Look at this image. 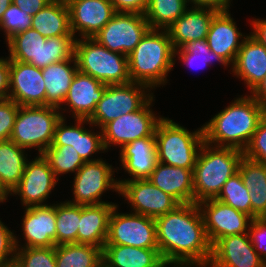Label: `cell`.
Returning a JSON list of instances; mask_svg holds the SVG:
<instances>
[{"instance_id":"4dcf8cb0","label":"cell","mask_w":266,"mask_h":267,"mask_svg":"<svg viewBox=\"0 0 266 267\" xmlns=\"http://www.w3.org/2000/svg\"><path fill=\"white\" fill-rule=\"evenodd\" d=\"M238 172L249 189L251 218H262L266 213V164L243 156Z\"/></svg>"},{"instance_id":"11a10c76","label":"cell","mask_w":266,"mask_h":267,"mask_svg":"<svg viewBox=\"0 0 266 267\" xmlns=\"http://www.w3.org/2000/svg\"><path fill=\"white\" fill-rule=\"evenodd\" d=\"M0 267H24L21 262L15 257L9 261L0 264Z\"/></svg>"},{"instance_id":"f907efd6","label":"cell","mask_w":266,"mask_h":267,"mask_svg":"<svg viewBox=\"0 0 266 267\" xmlns=\"http://www.w3.org/2000/svg\"><path fill=\"white\" fill-rule=\"evenodd\" d=\"M233 0H202V8H212L216 11H229Z\"/></svg>"},{"instance_id":"8d00e7d4","label":"cell","mask_w":266,"mask_h":267,"mask_svg":"<svg viewBox=\"0 0 266 267\" xmlns=\"http://www.w3.org/2000/svg\"><path fill=\"white\" fill-rule=\"evenodd\" d=\"M80 205L56 201V245L77 243Z\"/></svg>"},{"instance_id":"ffe728a7","label":"cell","mask_w":266,"mask_h":267,"mask_svg":"<svg viewBox=\"0 0 266 267\" xmlns=\"http://www.w3.org/2000/svg\"><path fill=\"white\" fill-rule=\"evenodd\" d=\"M67 6L76 39L93 38L116 13L110 0H72Z\"/></svg>"},{"instance_id":"816d5d0a","label":"cell","mask_w":266,"mask_h":267,"mask_svg":"<svg viewBox=\"0 0 266 267\" xmlns=\"http://www.w3.org/2000/svg\"><path fill=\"white\" fill-rule=\"evenodd\" d=\"M248 94L255 98L259 103L266 105V75L256 88Z\"/></svg>"},{"instance_id":"7dc6e473","label":"cell","mask_w":266,"mask_h":267,"mask_svg":"<svg viewBox=\"0 0 266 267\" xmlns=\"http://www.w3.org/2000/svg\"><path fill=\"white\" fill-rule=\"evenodd\" d=\"M9 93V58L0 56V100L7 99Z\"/></svg>"},{"instance_id":"e0dca14e","label":"cell","mask_w":266,"mask_h":267,"mask_svg":"<svg viewBox=\"0 0 266 267\" xmlns=\"http://www.w3.org/2000/svg\"><path fill=\"white\" fill-rule=\"evenodd\" d=\"M210 243L230 235L248 233L252 218L223 202L212 198L198 203Z\"/></svg>"},{"instance_id":"60d3db41","label":"cell","mask_w":266,"mask_h":267,"mask_svg":"<svg viewBox=\"0 0 266 267\" xmlns=\"http://www.w3.org/2000/svg\"><path fill=\"white\" fill-rule=\"evenodd\" d=\"M32 16L11 4L4 12L0 22V31L5 36V42L13 35L26 31L31 28Z\"/></svg>"},{"instance_id":"9c48e42d","label":"cell","mask_w":266,"mask_h":267,"mask_svg":"<svg viewBox=\"0 0 266 267\" xmlns=\"http://www.w3.org/2000/svg\"><path fill=\"white\" fill-rule=\"evenodd\" d=\"M153 95L154 92L142 83L107 85L88 121L95 128L102 129L121 115L139 110Z\"/></svg>"},{"instance_id":"bcb514c9","label":"cell","mask_w":266,"mask_h":267,"mask_svg":"<svg viewBox=\"0 0 266 267\" xmlns=\"http://www.w3.org/2000/svg\"><path fill=\"white\" fill-rule=\"evenodd\" d=\"M116 12H134L144 14L149 0H110Z\"/></svg>"},{"instance_id":"9a60e30c","label":"cell","mask_w":266,"mask_h":267,"mask_svg":"<svg viewBox=\"0 0 266 267\" xmlns=\"http://www.w3.org/2000/svg\"><path fill=\"white\" fill-rule=\"evenodd\" d=\"M119 196L129 204L131 212L151 218H157L173 211L180 205L172 196L164 193L148 179L122 181L119 184Z\"/></svg>"},{"instance_id":"681fc988","label":"cell","mask_w":266,"mask_h":267,"mask_svg":"<svg viewBox=\"0 0 266 267\" xmlns=\"http://www.w3.org/2000/svg\"><path fill=\"white\" fill-rule=\"evenodd\" d=\"M250 25L252 28L250 35L266 47V19L253 17Z\"/></svg>"},{"instance_id":"74e56055","label":"cell","mask_w":266,"mask_h":267,"mask_svg":"<svg viewBox=\"0 0 266 267\" xmlns=\"http://www.w3.org/2000/svg\"><path fill=\"white\" fill-rule=\"evenodd\" d=\"M42 155L48 160L58 179L67 173L75 175L85 163L77 151L70 146H50Z\"/></svg>"},{"instance_id":"4316f807","label":"cell","mask_w":266,"mask_h":267,"mask_svg":"<svg viewBox=\"0 0 266 267\" xmlns=\"http://www.w3.org/2000/svg\"><path fill=\"white\" fill-rule=\"evenodd\" d=\"M147 179L179 204L194 203L193 170L158 162Z\"/></svg>"},{"instance_id":"6f0895ef","label":"cell","mask_w":266,"mask_h":267,"mask_svg":"<svg viewBox=\"0 0 266 267\" xmlns=\"http://www.w3.org/2000/svg\"><path fill=\"white\" fill-rule=\"evenodd\" d=\"M192 7H202V0H187Z\"/></svg>"},{"instance_id":"91938a15","label":"cell","mask_w":266,"mask_h":267,"mask_svg":"<svg viewBox=\"0 0 266 267\" xmlns=\"http://www.w3.org/2000/svg\"><path fill=\"white\" fill-rule=\"evenodd\" d=\"M266 221V213L262 217Z\"/></svg>"},{"instance_id":"30bf717a","label":"cell","mask_w":266,"mask_h":267,"mask_svg":"<svg viewBox=\"0 0 266 267\" xmlns=\"http://www.w3.org/2000/svg\"><path fill=\"white\" fill-rule=\"evenodd\" d=\"M112 166L103 158L85 162L72 177L73 198L66 199V201L78 205L114 203L102 199V195L109 193L110 190L119 193V184L114 174L115 172L118 174V171L116 167Z\"/></svg>"},{"instance_id":"484cf974","label":"cell","mask_w":266,"mask_h":267,"mask_svg":"<svg viewBox=\"0 0 266 267\" xmlns=\"http://www.w3.org/2000/svg\"><path fill=\"white\" fill-rule=\"evenodd\" d=\"M217 12L212 8L190 6L167 28L174 49H180L190 41L205 40L210 23Z\"/></svg>"},{"instance_id":"d590c367","label":"cell","mask_w":266,"mask_h":267,"mask_svg":"<svg viewBox=\"0 0 266 267\" xmlns=\"http://www.w3.org/2000/svg\"><path fill=\"white\" fill-rule=\"evenodd\" d=\"M177 57V59H176ZM175 64L176 60L181 61L187 68H201L213 65L214 61L218 62L220 66L231 67L220 55L211 51L208 43L205 40L190 41L182 48L175 50ZM199 70V69H198Z\"/></svg>"},{"instance_id":"f5cc1de1","label":"cell","mask_w":266,"mask_h":267,"mask_svg":"<svg viewBox=\"0 0 266 267\" xmlns=\"http://www.w3.org/2000/svg\"><path fill=\"white\" fill-rule=\"evenodd\" d=\"M206 267L197 263L164 262L160 267Z\"/></svg>"},{"instance_id":"3957f363","label":"cell","mask_w":266,"mask_h":267,"mask_svg":"<svg viewBox=\"0 0 266 267\" xmlns=\"http://www.w3.org/2000/svg\"><path fill=\"white\" fill-rule=\"evenodd\" d=\"M175 49L167 29H149L128 55L131 82L147 85L153 92L168 83L175 65Z\"/></svg>"},{"instance_id":"f546056e","label":"cell","mask_w":266,"mask_h":267,"mask_svg":"<svg viewBox=\"0 0 266 267\" xmlns=\"http://www.w3.org/2000/svg\"><path fill=\"white\" fill-rule=\"evenodd\" d=\"M41 71L46 85V106L59 108L78 71L76 59L73 56L70 59L50 64Z\"/></svg>"},{"instance_id":"ac0fdd59","label":"cell","mask_w":266,"mask_h":267,"mask_svg":"<svg viewBox=\"0 0 266 267\" xmlns=\"http://www.w3.org/2000/svg\"><path fill=\"white\" fill-rule=\"evenodd\" d=\"M45 86L41 68L9 59V99L19 106H46Z\"/></svg>"},{"instance_id":"ab89813d","label":"cell","mask_w":266,"mask_h":267,"mask_svg":"<svg viewBox=\"0 0 266 267\" xmlns=\"http://www.w3.org/2000/svg\"><path fill=\"white\" fill-rule=\"evenodd\" d=\"M15 257L24 267H56L55 246L16 247Z\"/></svg>"},{"instance_id":"7c38bea8","label":"cell","mask_w":266,"mask_h":267,"mask_svg":"<svg viewBox=\"0 0 266 267\" xmlns=\"http://www.w3.org/2000/svg\"><path fill=\"white\" fill-rule=\"evenodd\" d=\"M113 208L105 245H127L138 248H158L155 219L134 212H118Z\"/></svg>"},{"instance_id":"5bb4252c","label":"cell","mask_w":266,"mask_h":267,"mask_svg":"<svg viewBox=\"0 0 266 267\" xmlns=\"http://www.w3.org/2000/svg\"><path fill=\"white\" fill-rule=\"evenodd\" d=\"M58 181L48 160L42 154H37L34 159L27 160L24 174L10 196L19 197L24 208L49 205L48 199Z\"/></svg>"},{"instance_id":"44dd1931","label":"cell","mask_w":266,"mask_h":267,"mask_svg":"<svg viewBox=\"0 0 266 267\" xmlns=\"http://www.w3.org/2000/svg\"><path fill=\"white\" fill-rule=\"evenodd\" d=\"M107 85L90 75L77 71L63 104L59 107L62 117L89 119L101 100Z\"/></svg>"},{"instance_id":"6da1fadb","label":"cell","mask_w":266,"mask_h":267,"mask_svg":"<svg viewBox=\"0 0 266 267\" xmlns=\"http://www.w3.org/2000/svg\"><path fill=\"white\" fill-rule=\"evenodd\" d=\"M159 253L164 262L209 264L212 254L198 203L180 204L155 218Z\"/></svg>"},{"instance_id":"83f0119b","label":"cell","mask_w":266,"mask_h":267,"mask_svg":"<svg viewBox=\"0 0 266 267\" xmlns=\"http://www.w3.org/2000/svg\"><path fill=\"white\" fill-rule=\"evenodd\" d=\"M117 203L80 205L77 243L104 248L108 234L109 219Z\"/></svg>"},{"instance_id":"e575fe53","label":"cell","mask_w":266,"mask_h":267,"mask_svg":"<svg viewBox=\"0 0 266 267\" xmlns=\"http://www.w3.org/2000/svg\"><path fill=\"white\" fill-rule=\"evenodd\" d=\"M189 7L187 0H149L144 15L151 29H167Z\"/></svg>"},{"instance_id":"5b68a950","label":"cell","mask_w":266,"mask_h":267,"mask_svg":"<svg viewBox=\"0 0 266 267\" xmlns=\"http://www.w3.org/2000/svg\"><path fill=\"white\" fill-rule=\"evenodd\" d=\"M74 35H60L46 38L29 28L11 36L6 41L8 58L29 63L37 68L70 59L74 56Z\"/></svg>"},{"instance_id":"db71d44e","label":"cell","mask_w":266,"mask_h":267,"mask_svg":"<svg viewBox=\"0 0 266 267\" xmlns=\"http://www.w3.org/2000/svg\"><path fill=\"white\" fill-rule=\"evenodd\" d=\"M8 197H10V192L2 185L0 181V205L2 203H6Z\"/></svg>"},{"instance_id":"d6a6232c","label":"cell","mask_w":266,"mask_h":267,"mask_svg":"<svg viewBox=\"0 0 266 267\" xmlns=\"http://www.w3.org/2000/svg\"><path fill=\"white\" fill-rule=\"evenodd\" d=\"M27 151L11 140L0 142V181L10 193L19 184L31 157Z\"/></svg>"},{"instance_id":"7a4b0ae2","label":"cell","mask_w":266,"mask_h":267,"mask_svg":"<svg viewBox=\"0 0 266 267\" xmlns=\"http://www.w3.org/2000/svg\"><path fill=\"white\" fill-rule=\"evenodd\" d=\"M237 96L202 125L205 143L241 151L246 149L266 115V105L259 103L250 94Z\"/></svg>"},{"instance_id":"8992f818","label":"cell","mask_w":266,"mask_h":267,"mask_svg":"<svg viewBox=\"0 0 266 267\" xmlns=\"http://www.w3.org/2000/svg\"><path fill=\"white\" fill-rule=\"evenodd\" d=\"M155 138L158 162L189 170L194 169L205 142L203 126L191 132L164 116L156 127Z\"/></svg>"},{"instance_id":"d4e9b609","label":"cell","mask_w":266,"mask_h":267,"mask_svg":"<svg viewBox=\"0 0 266 267\" xmlns=\"http://www.w3.org/2000/svg\"><path fill=\"white\" fill-rule=\"evenodd\" d=\"M230 71L251 93L266 75V47L248 33Z\"/></svg>"},{"instance_id":"ba28073f","label":"cell","mask_w":266,"mask_h":267,"mask_svg":"<svg viewBox=\"0 0 266 267\" xmlns=\"http://www.w3.org/2000/svg\"><path fill=\"white\" fill-rule=\"evenodd\" d=\"M62 115L54 106H20L10 140L26 150L43 154L52 145Z\"/></svg>"},{"instance_id":"ee69618b","label":"cell","mask_w":266,"mask_h":267,"mask_svg":"<svg viewBox=\"0 0 266 267\" xmlns=\"http://www.w3.org/2000/svg\"><path fill=\"white\" fill-rule=\"evenodd\" d=\"M248 234L256 253L266 264V221L263 218L252 219Z\"/></svg>"},{"instance_id":"7402d4cb","label":"cell","mask_w":266,"mask_h":267,"mask_svg":"<svg viewBox=\"0 0 266 267\" xmlns=\"http://www.w3.org/2000/svg\"><path fill=\"white\" fill-rule=\"evenodd\" d=\"M207 267H266L256 253L248 233L218 239L212 245Z\"/></svg>"},{"instance_id":"f1b7e54d","label":"cell","mask_w":266,"mask_h":267,"mask_svg":"<svg viewBox=\"0 0 266 267\" xmlns=\"http://www.w3.org/2000/svg\"><path fill=\"white\" fill-rule=\"evenodd\" d=\"M164 263L159 248L105 245L103 267H160Z\"/></svg>"},{"instance_id":"b9f144b4","label":"cell","mask_w":266,"mask_h":267,"mask_svg":"<svg viewBox=\"0 0 266 267\" xmlns=\"http://www.w3.org/2000/svg\"><path fill=\"white\" fill-rule=\"evenodd\" d=\"M243 155L254 161L266 164V115L260 121Z\"/></svg>"},{"instance_id":"680465c9","label":"cell","mask_w":266,"mask_h":267,"mask_svg":"<svg viewBox=\"0 0 266 267\" xmlns=\"http://www.w3.org/2000/svg\"><path fill=\"white\" fill-rule=\"evenodd\" d=\"M54 1H58V2H60V3L68 4V3L71 2L72 0H54Z\"/></svg>"},{"instance_id":"2e32d148","label":"cell","mask_w":266,"mask_h":267,"mask_svg":"<svg viewBox=\"0 0 266 267\" xmlns=\"http://www.w3.org/2000/svg\"><path fill=\"white\" fill-rule=\"evenodd\" d=\"M66 118L61 117L57 122L51 146L73 147L84 162L100 159L101 157L97 156L95 158L92 155H97V153L105 154L106 152L103 144L102 130L98 129L99 131H97L88 119L74 118L72 119L74 123L69 122L71 125H68ZM85 124L86 127L89 125L90 129H86Z\"/></svg>"},{"instance_id":"4fadbf2b","label":"cell","mask_w":266,"mask_h":267,"mask_svg":"<svg viewBox=\"0 0 266 267\" xmlns=\"http://www.w3.org/2000/svg\"><path fill=\"white\" fill-rule=\"evenodd\" d=\"M149 29L144 14L116 12L93 38L108 50L128 56Z\"/></svg>"},{"instance_id":"52a82bcc","label":"cell","mask_w":266,"mask_h":267,"mask_svg":"<svg viewBox=\"0 0 266 267\" xmlns=\"http://www.w3.org/2000/svg\"><path fill=\"white\" fill-rule=\"evenodd\" d=\"M74 57L80 72L92 76L103 84L131 82L128 56L108 50L94 38L76 39Z\"/></svg>"},{"instance_id":"277c9868","label":"cell","mask_w":266,"mask_h":267,"mask_svg":"<svg viewBox=\"0 0 266 267\" xmlns=\"http://www.w3.org/2000/svg\"><path fill=\"white\" fill-rule=\"evenodd\" d=\"M243 151L204 142L193 169L194 203L216 198L225 182L238 172Z\"/></svg>"},{"instance_id":"9f6ffc18","label":"cell","mask_w":266,"mask_h":267,"mask_svg":"<svg viewBox=\"0 0 266 267\" xmlns=\"http://www.w3.org/2000/svg\"><path fill=\"white\" fill-rule=\"evenodd\" d=\"M12 4V0H0V22L4 15V12L8 9V7Z\"/></svg>"},{"instance_id":"8fae6325","label":"cell","mask_w":266,"mask_h":267,"mask_svg":"<svg viewBox=\"0 0 266 267\" xmlns=\"http://www.w3.org/2000/svg\"><path fill=\"white\" fill-rule=\"evenodd\" d=\"M153 95L139 110L121 115L106 124L102 130L103 144L106 152L111 147L119 148V150L127 143L151 137L155 134L156 127L163 115H157L151 107L156 100Z\"/></svg>"},{"instance_id":"f6af8a7d","label":"cell","mask_w":266,"mask_h":267,"mask_svg":"<svg viewBox=\"0 0 266 267\" xmlns=\"http://www.w3.org/2000/svg\"><path fill=\"white\" fill-rule=\"evenodd\" d=\"M0 219V264L15 258V230H10Z\"/></svg>"},{"instance_id":"1f68e13d","label":"cell","mask_w":266,"mask_h":267,"mask_svg":"<svg viewBox=\"0 0 266 267\" xmlns=\"http://www.w3.org/2000/svg\"><path fill=\"white\" fill-rule=\"evenodd\" d=\"M31 28L46 38L73 35L67 4L52 0L32 16Z\"/></svg>"},{"instance_id":"836d02e7","label":"cell","mask_w":266,"mask_h":267,"mask_svg":"<svg viewBox=\"0 0 266 267\" xmlns=\"http://www.w3.org/2000/svg\"><path fill=\"white\" fill-rule=\"evenodd\" d=\"M55 258L56 267H103V249L90 244L56 245Z\"/></svg>"},{"instance_id":"cb8c5ba5","label":"cell","mask_w":266,"mask_h":267,"mask_svg":"<svg viewBox=\"0 0 266 267\" xmlns=\"http://www.w3.org/2000/svg\"><path fill=\"white\" fill-rule=\"evenodd\" d=\"M231 11H218L209 26L206 41L211 51L220 55L230 66L235 62L237 53L247 33L239 27L231 16ZM246 34V35H245Z\"/></svg>"},{"instance_id":"603a6c76","label":"cell","mask_w":266,"mask_h":267,"mask_svg":"<svg viewBox=\"0 0 266 267\" xmlns=\"http://www.w3.org/2000/svg\"><path fill=\"white\" fill-rule=\"evenodd\" d=\"M119 153L121 167H116L117 171L123 168L130 178H117L118 184L122 181L147 179L158 163L155 134L125 144Z\"/></svg>"},{"instance_id":"f35d334b","label":"cell","mask_w":266,"mask_h":267,"mask_svg":"<svg viewBox=\"0 0 266 267\" xmlns=\"http://www.w3.org/2000/svg\"><path fill=\"white\" fill-rule=\"evenodd\" d=\"M251 217L249 189L244 185L239 172L230 177L215 198Z\"/></svg>"},{"instance_id":"7bdbcfd3","label":"cell","mask_w":266,"mask_h":267,"mask_svg":"<svg viewBox=\"0 0 266 267\" xmlns=\"http://www.w3.org/2000/svg\"><path fill=\"white\" fill-rule=\"evenodd\" d=\"M19 107L9 98L0 100V142L10 140Z\"/></svg>"},{"instance_id":"d6986e66","label":"cell","mask_w":266,"mask_h":267,"mask_svg":"<svg viewBox=\"0 0 266 267\" xmlns=\"http://www.w3.org/2000/svg\"><path fill=\"white\" fill-rule=\"evenodd\" d=\"M21 238L15 233L16 247H53L56 246V203L44 206L23 208ZM22 242H20V241ZM20 243V244H19Z\"/></svg>"},{"instance_id":"c3c4849f","label":"cell","mask_w":266,"mask_h":267,"mask_svg":"<svg viewBox=\"0 0 266 267\" xmlns=\"http://www.w3.org/2000/svg\"><path fill=\"white\" fill-rule=\"evenodd\" d=\"M51 1L52 0H12V3L30 16H33Z\"/></svg>"}]
</instances>
